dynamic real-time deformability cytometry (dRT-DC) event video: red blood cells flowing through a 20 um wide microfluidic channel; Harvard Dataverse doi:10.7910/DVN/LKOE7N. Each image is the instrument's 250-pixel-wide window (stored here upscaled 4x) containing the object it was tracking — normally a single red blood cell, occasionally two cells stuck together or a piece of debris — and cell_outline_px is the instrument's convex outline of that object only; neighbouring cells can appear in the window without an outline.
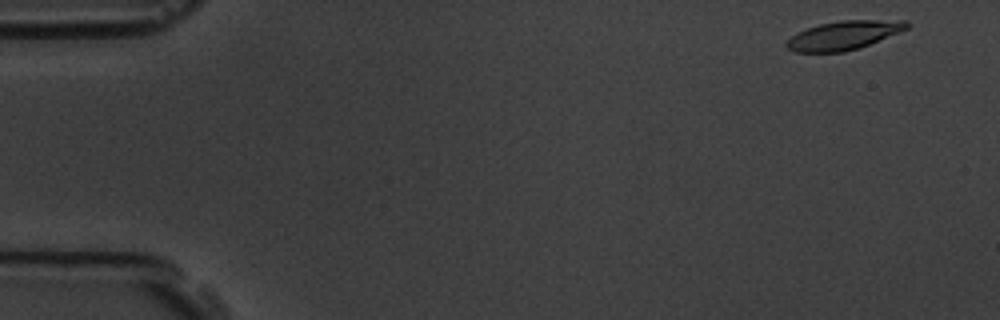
{"species": "common noctule bat (a hibernating species)", "species_latin": "Nyctalus noctula", "temperature_condition": "room temperature", "stored_images_in_passage": 14, "camera_frame_rate_fps": 3000, "um_per_image_px": 0.085, "animal": {"sex": "male", "body_mass_g": 19.5, "forearm_length_mm": 54.6}, "frame": {"image": 1, "passage_image": 2, "time_ms": 0.333, "image_size_px": [1000, 320], "cell_outline_px": [[908, 28], [860, 48], [844, 52], [796, 52], [788, 48], [784, 44], [792, 36], [808, 28], [820, 24], [840, 20], [908, 20]], "centroid_in_image_um": [71.73, 3.0], "position_along_channel_um": 13.3, "area_um2": 19.94}}